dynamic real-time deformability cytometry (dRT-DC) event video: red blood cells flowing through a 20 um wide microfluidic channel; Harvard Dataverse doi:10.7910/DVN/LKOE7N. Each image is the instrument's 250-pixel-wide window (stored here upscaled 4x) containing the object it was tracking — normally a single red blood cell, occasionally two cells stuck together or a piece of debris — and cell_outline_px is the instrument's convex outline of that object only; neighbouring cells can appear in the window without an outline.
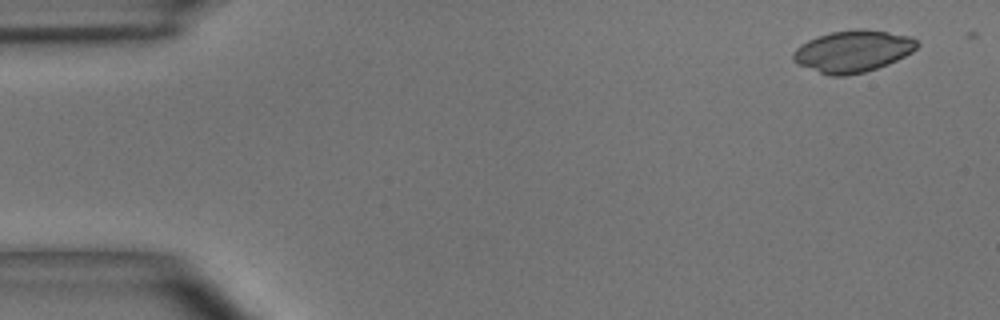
{"species": "common noctule bat (a hibernating species)", "species_latin": "Nyctalus noctula", "temperature_condition": "room temperature", "stored_images_in_passage": 5, "camera_frame_rate_fps": 3000, "um_per_image_px": 0.085, "animal": {"sex": "male", "body_mass_g": 15.6}, "frame": {"image": 1, "passage_image": 1, "time_ms": 0.0, "image_size_px": [1000, 320], "cell_outline_px": [[920, 44], [912, 52], [888, 64], [864, 72], [844, 76], [828, 76], [800, 64], [792, 60], [792, 52], [800, 44], [816, 36], [832, 32], [856, 28], [888, 32], [912, 36]], "centroid_in_image_um": [72.49, 4.35], "position_along_channel_um": 12.5, "area_um2": 30.17}}
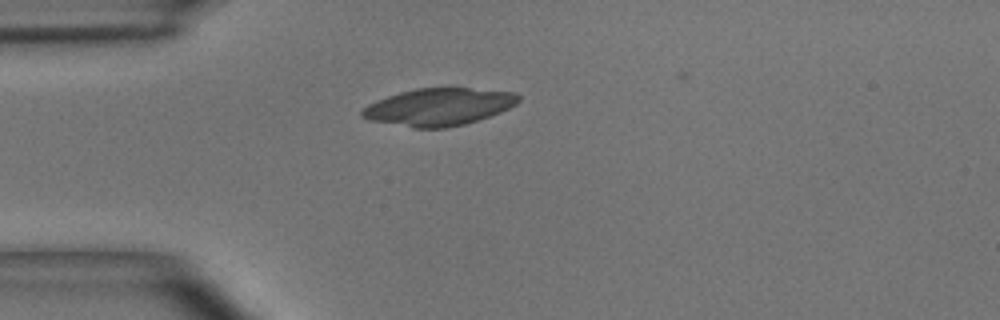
{"frame": {"image": 2, "passage_image": 3, "time_ms": 0.667, "image_size_px": [1000, 320], "cell_outline_px": [[520, 100], [516, 104], [500, 112], [464, 124], [444, 128], [412, 128], [368, 120], [360, 116], [360, 112], [368, 104], [376, 100], [400, 92], [416, 88], [468, 88], [516, 92], [520, 96]], "centroid_in_image_um": [37.27, 9.09], "position_along_channel_um": 47.7, "area_um2": 33.99}}